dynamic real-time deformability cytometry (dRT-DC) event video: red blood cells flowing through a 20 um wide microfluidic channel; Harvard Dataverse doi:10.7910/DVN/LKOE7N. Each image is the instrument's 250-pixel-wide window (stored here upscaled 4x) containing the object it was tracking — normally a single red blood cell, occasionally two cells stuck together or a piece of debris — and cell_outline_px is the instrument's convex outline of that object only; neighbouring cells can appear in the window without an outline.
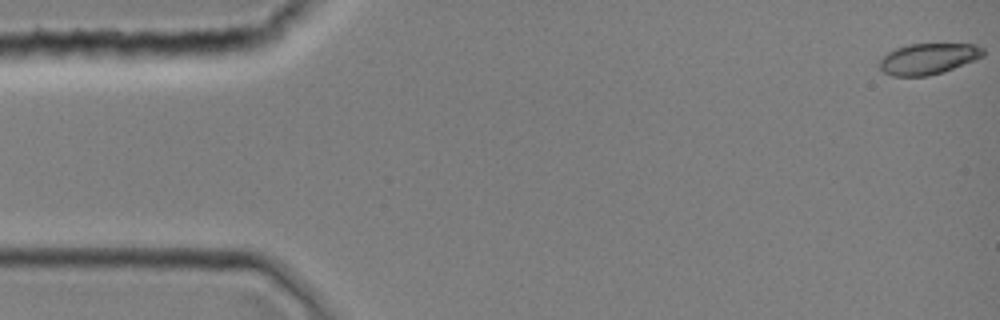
{"species": "common noctule bat (a hibernating species)", "species_latin": "Nyctalus noctula", "temperature_condition": "room temperature", "stored_images_in_passage": 11, "camera_frame_rate_fps": 3000, "um_per_image_px": 0.085, "animal": {"sex": "female", "body_mass_g": 19.0, "forearm_length_mm": 51.5}, "frame": {"image": 1, "passage_image": 1, "time_ms": 0.0, "image_size_px": [1000, 320], "cell_outline_px": [[984, 56], [944, 72], [928, 76], [892, 76], [884, 72], [876, 64], [888, 52], [896, 48], [908, 44], [972, 44], [984, 48]], "centroid_in_image_um": [78.88, 5.0], "position_along_channel_um": 6.1, "area_um2": 18.79}}
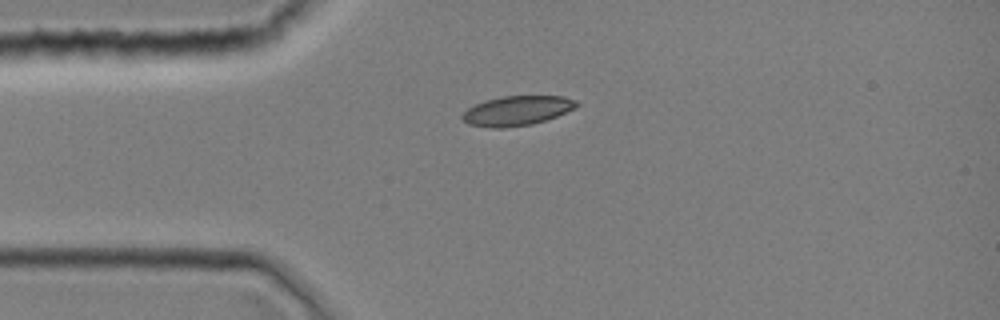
{"frame": {"image": 2, "passage_image": 10, "time_ms": 3.0, "image_size_px": [1000, 320], "cell_outline_px": [[580, 104], [576, 108], [556, 116], [532, 124], [504, 128], [492, 128], [468, 124], [460, 116], [468, 108], [484, 100], [504, 96], [564, 96], [576, 100]], "centroid_in_image_um": [43.95, 9.4], "position_along_channel_um": 41.0, "area_um2": 19.71}}